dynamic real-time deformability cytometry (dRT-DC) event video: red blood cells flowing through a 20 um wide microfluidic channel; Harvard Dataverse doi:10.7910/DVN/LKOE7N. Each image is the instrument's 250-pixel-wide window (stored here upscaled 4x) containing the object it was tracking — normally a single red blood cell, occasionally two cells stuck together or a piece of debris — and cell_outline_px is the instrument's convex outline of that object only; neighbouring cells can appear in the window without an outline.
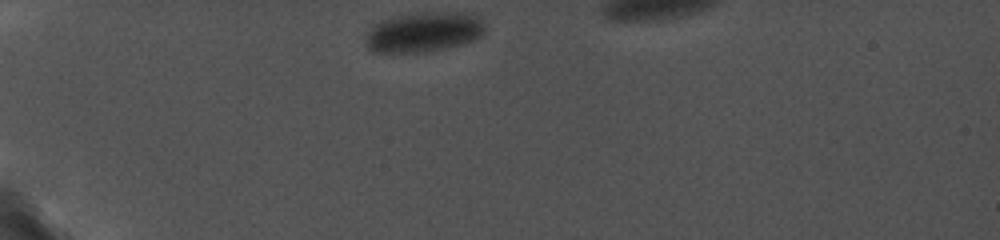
{"species": "common noctule bat (a hibernating species)", "species_latin": "Nyctalus noctula", "temperature_condition": "cold", "stored_images_in_passage": 49, "camera_frame_rate_fps": 5000, "um_per_image_px": 0.085, "animal": {"sex": "female", "body_mass_g": 19.0, "forearm_length_mm": 56.7}, "frame": {"image": 1, "passage_image": 1, "time_ms": 0.0, "image_size_px": [1000, 240], "cell_outline_px": [[484, 32], [476, 40], [428, 52], [372, 52], [364, 44], [364, 36], [372, 24], [380, 20], [392, 16], [416, 12], [460, 12], [480, 16], [484, 24]], "centroid_in_image_um": [35.96, 2.71], "position_along_channel_um": 49.0, "area_um2": 28.44}}
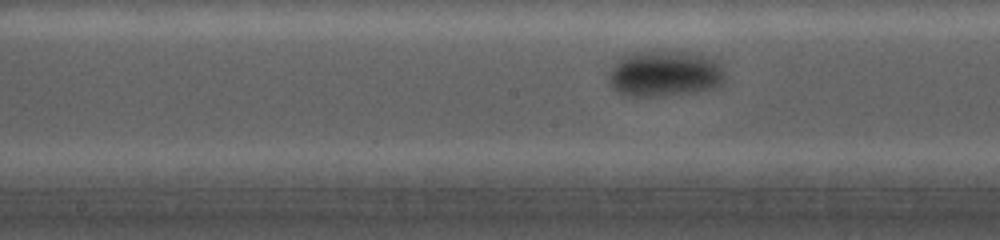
{"frame": {"image": 2, "passage_image": 24, "time_ms": 5.4, "image_size_px": [1000, 240], "cell_outline_px": [[724, 84], [720, 88], [696, 92], [664, 96], [628, 96], [616, 92], [608, 84], [608, 76], [616, 60], [632, 52], [688, 52], [712, 56], [720, 60], [724, 72]], "centroid_in_image_um": [56.56, 6.28], "position_along_channel_um": 191.6, "area_um2": 31.96}}
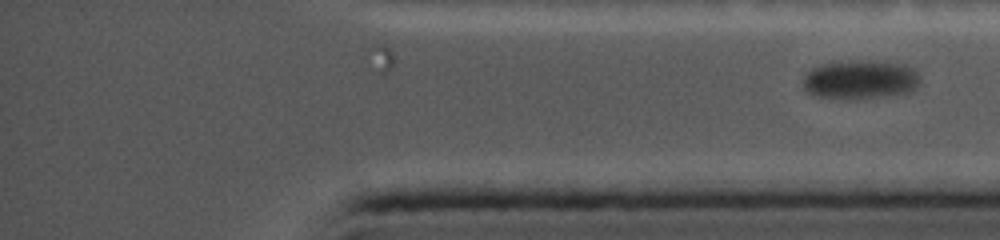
{"frame": {"image": 3, "passage_image": 49, "time_ms": 10.4, "image_size_px": [1000, 240], "cell_outline_px": [[920, 84], [916, 88], [908, 92], [884, 96], [856, 100], [844, 100], [812, 96], [804, 88], [804, 76], [812, 68], [824, 64], [852, 60], [856, 60], [904, 64], [912, 68], [920, 76]], "centroid_in_image_um": [73.11, 6.8], "position_along_channel_um": 362.1, "area_um2": 26.82}}